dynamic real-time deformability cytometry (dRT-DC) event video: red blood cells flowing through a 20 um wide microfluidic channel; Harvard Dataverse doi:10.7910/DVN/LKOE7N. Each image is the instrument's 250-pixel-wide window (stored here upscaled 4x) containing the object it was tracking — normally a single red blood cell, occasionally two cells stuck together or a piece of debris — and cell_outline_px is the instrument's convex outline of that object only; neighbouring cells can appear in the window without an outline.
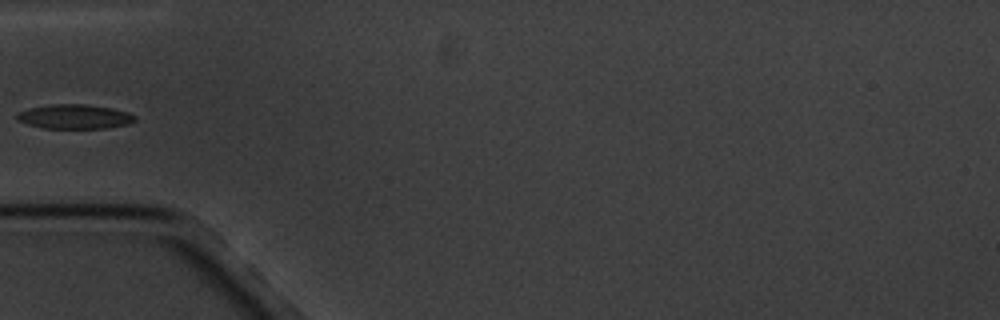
{"species": "common noctule bat (a hibernating species)", "species_latin": "Nyctalus noctula", "temperature_condition": "cold", "stored_images_in_passage": 6, "segment_of_instrument_passage": [2, 2], "camera_frame_rate_fps": 3000, "um_per_image_px": 0.085, "animal": {"sex": "male", "body_mass_g": 20.1, "forearm_length_mm": 53.5}, "frame": {"image": 1, "passage_image": 6, "time_ms": 5.667, "image_size_px": [1000, 320], "cell_outline_px": [[136, 120], [128, 124], [104, 128], [44, 128], [28, 124], [16, 120], [16, 116], [20, 112], [28, 108], [48, 104], [88, 104], [112, 108], [128, 112], [136, 116]], "centroid_in_image_um": [6.34, 9.9], "position_along_channel_um": 78.7, "area_um2": 16.82}}